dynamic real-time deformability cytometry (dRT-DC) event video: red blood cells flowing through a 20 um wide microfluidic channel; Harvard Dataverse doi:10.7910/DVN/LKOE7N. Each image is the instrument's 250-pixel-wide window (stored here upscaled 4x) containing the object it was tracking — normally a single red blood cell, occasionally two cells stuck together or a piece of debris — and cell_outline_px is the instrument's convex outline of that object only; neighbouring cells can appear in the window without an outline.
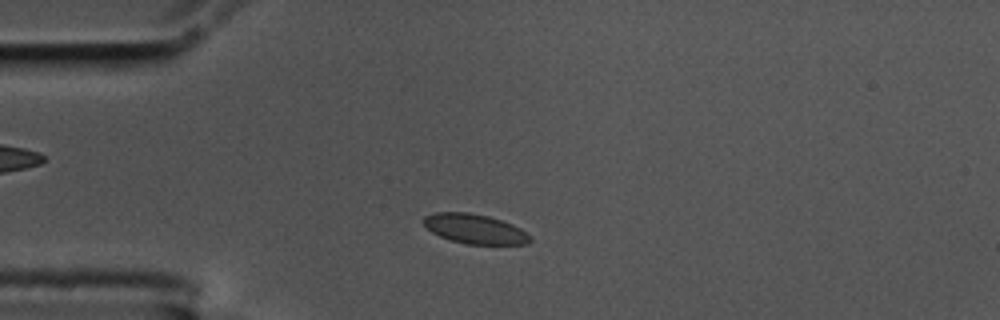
{"species": "common noctule bat (a hibernating species)", "species_latin": "Nyctalus noctula", "temperature_condition": "cold", "stored_images_in_passage": 51, "camera_frame_rate_fps": 3000, "um_per_image_px": 0.085, "animal": {"sex": "male", "body_mass_g": 17.5, "forearm_length_mm": 52.3}, "frame": {"image": 1, "passage_image": 7, "time_ms": 2.0, "image_size_px": [1000, 320], "cell_outline_px": [[532, 240], [528, 244], [468, 244], [452, 240], [440, 236], [432, 232], [424, 224], [424, 216], [436, 212], [468, 212], [488, 216], [512, 224], [520, 228]], "centroid_in_image_um": [40.35, 19.45], "position_along_channel_um": 44.6, "area_um2": 18.09}}
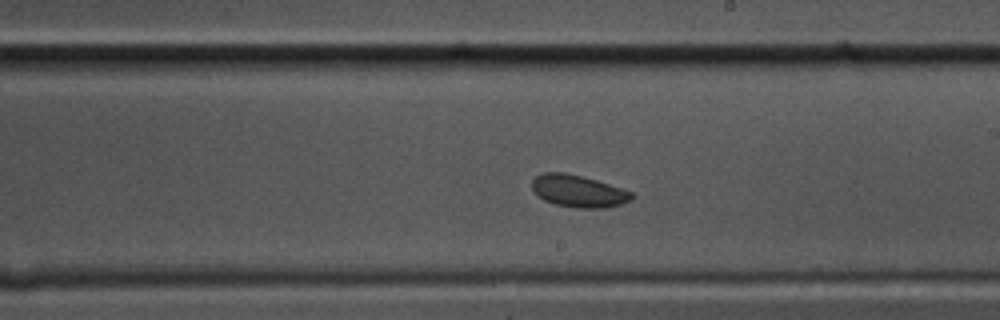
{"frame": {"image": 2, "passage_image": 26, "time_ms": 8.333, "image_size_px": [1000, 320], "cell_outline_px": [[636, 196], [632, 200], [620, 204], [604, 208], [576, 208], [556, 204], [544, 200], [536, 196], [532, 188], [532, 180], [536, 176], [544, 172], [564, 172], [596, 180], [632, 192]], "centroid_in_image_um": [49.15, 16.25], "position_along_channel_um": 239.9, "area_um2": 18.67}}
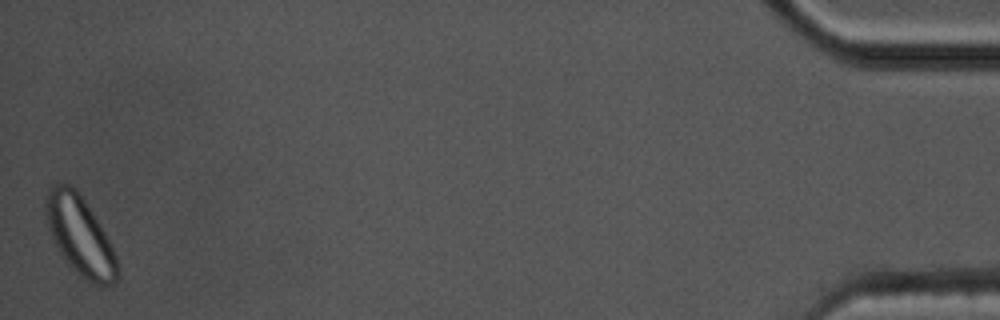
{"frame": {"image": 3, "passage_image": 51, "time_ms": 16.667, "image_size_px": [1000, 320], "cell_outline_px": [[120, 272], [116, 280], [112, 284], [92, 284], [80, 276], [64, 260], [48, 228], [44, 212], [44, 196], [48, 188], [52, 184], [60, 180], [72, 184], [80, 192], [100, 224], [116, 256], [120, 268]], "centroid_in_image_um": [6.76, 19.95], "position_along_channel_um": 428.4, "area_um2": 33.52}, "authors_computed_cell_mechanics": {"area_um2": 18.9584, "velocity_mm_per_s": 3.3805, "shape_relaxation_time_tau1_ms": null, "shape_relaxation_time_tau2_ms": 11.1071, "deformation_change_tau1": null, "deformation_change_tau2": 0.1286}}